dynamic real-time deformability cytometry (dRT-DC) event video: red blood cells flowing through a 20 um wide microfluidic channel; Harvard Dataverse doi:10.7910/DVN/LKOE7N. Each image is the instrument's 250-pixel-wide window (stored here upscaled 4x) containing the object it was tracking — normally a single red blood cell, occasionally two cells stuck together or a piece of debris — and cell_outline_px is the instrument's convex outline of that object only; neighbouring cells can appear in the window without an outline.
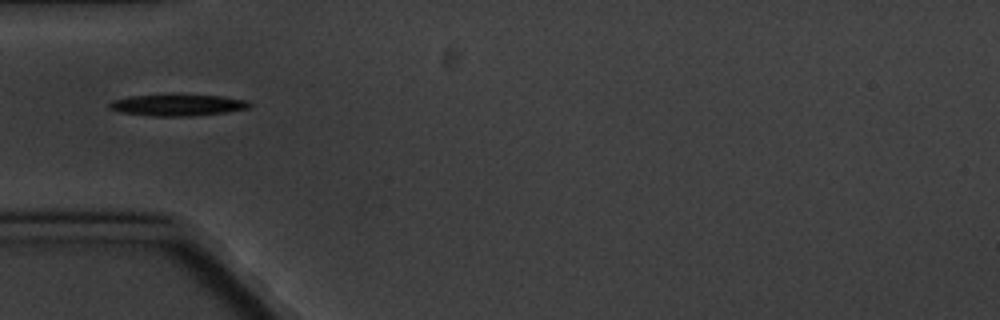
{"species": "common noctule bat (a hibernating species)", "species_latin": "Nyctalus noctula", "temperature_condition": "cold", "stored_images_in_passage": 10, "camera_frame_rate_fps": 3000, "um_per_image_px": 0.085, "animal": {"sex": "male", "body_mass_g": 20.1, "forearm_length_mm": 53.5}, "frame": {"image": 1, "passage_image": 5, "time_ms": 5.333, "image_size_px": [1000, 320], "cell_outline_px": [[252, 104], [248, 108], [224, 112], [192, 116], [152, 116], [120, 112], [108, 108], [108, 104], [112, 100], [128, 96], [220, 96], [248, 100]], "centroid_in_image_um": [15.07, 8.95], "position_along_channel_um": 69.9, "area_um2": 17.05}}
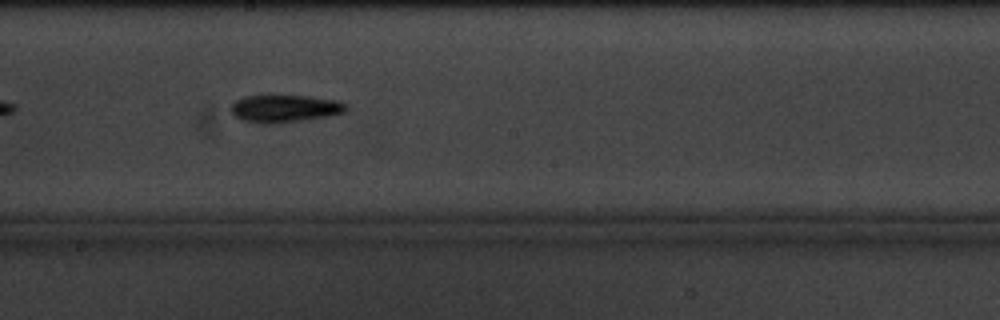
{"frame": {"image": 2, "passage_image": 9, "time_ms": 10.0, "image_size_px": [1000, 320], "cell_outline_px": [[348, 108], [344, 112], [332, 116], [276, 124], [260, 124], [240, 120], [232, 112], [232, 104], [236, 100], [244, 96], [308, 96], [340, 100], [348, 104]], "centroid_in_image_um": [24.26, 9.24], "position_along_channel_um": 223.9, "area_um2": 18.73}}